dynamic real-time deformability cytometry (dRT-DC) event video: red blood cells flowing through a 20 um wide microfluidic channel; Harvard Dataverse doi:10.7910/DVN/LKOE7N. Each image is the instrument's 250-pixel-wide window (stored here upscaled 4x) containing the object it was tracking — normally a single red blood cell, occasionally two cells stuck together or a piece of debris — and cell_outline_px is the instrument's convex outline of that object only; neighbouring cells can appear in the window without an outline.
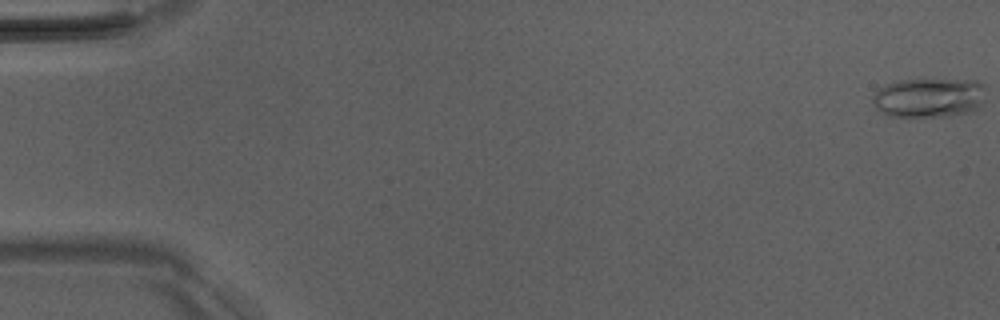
{"species": "Egyptian fruit bat (a non-hibernating species)", "species_latin": "Rousettus aegyptiacus", "temperature_condition": "room temperature", "stored_images_in_passage": 5, "camera_frame_rate_fps": 3000, "um_per_image_px": 0.085, "animal": {"sex": "male"}, "frame": {"image": 1, "passage_image": 1, "time_ms": 0.0, "image_size_px": [1000, 320], "cell_outline_px": [[984, 100], [980, 108], [976, 112], [948, 116], [888, 116], [880, 112], [872, 104], [872, 96], [884, 84], [896, 80], [976, 80], [984, 84]], "centroid_in_image_um": [78.98, 8.31], "position_along_channel_um": 6.0, "area_um2": 26.47}}